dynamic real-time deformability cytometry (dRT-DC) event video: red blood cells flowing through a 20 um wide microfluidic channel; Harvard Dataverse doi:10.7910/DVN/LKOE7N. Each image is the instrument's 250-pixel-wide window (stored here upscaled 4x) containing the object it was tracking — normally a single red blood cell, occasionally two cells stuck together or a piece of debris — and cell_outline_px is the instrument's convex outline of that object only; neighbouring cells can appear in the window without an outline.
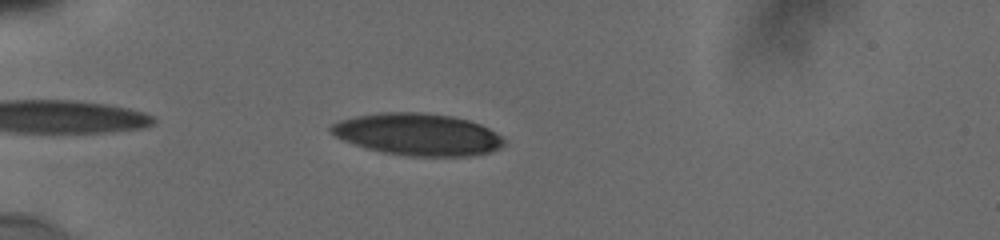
{"species": "human", "species_latin": "Homo sapiens", "temperature_condition": "cold", "stored_images_in_passage": 9, "camera_frame_rate_fps": 3000, "um_per_image_px": 0.085, "donor": {"sex": "male"}, "frame": {"image": 1, "passage_image": 7, "time_ms": 5.667, "image_size_px": [1000, 240], "cell_outline_px": [[504, 144], [500, 148], [488, 152], [468, 156], [408, 156], [384, 152], [368, 148], [344, 140], [328, 132], [328, 128], [332, 124], [340, 120], [356, 116], [380, 112], [420, 112], [452, 116], [468, 120], [480, 124], [496, 132], [504, 140]], "centroid_in_image_um": [35.5, 11.41], "position_along_channel_um": 49.5, "area_um2": 42.14}}